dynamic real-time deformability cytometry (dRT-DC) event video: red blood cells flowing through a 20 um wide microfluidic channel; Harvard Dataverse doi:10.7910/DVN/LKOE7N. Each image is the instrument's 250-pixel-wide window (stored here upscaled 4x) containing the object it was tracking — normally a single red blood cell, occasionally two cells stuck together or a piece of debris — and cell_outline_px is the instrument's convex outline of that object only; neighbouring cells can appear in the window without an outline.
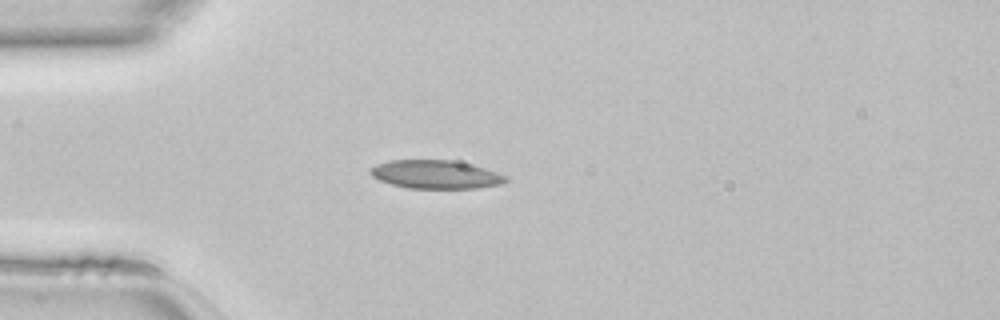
{"species": "common noctule bat (a hibernating species)", "species_latin": "Nyctalus noctula", "temperature_condition": "room temperature", "stored_images_in_passage": 45, "camera_frame_rate_fps": 3000, "um_per_image_px": 0.085, "animal": {"sex": "female", "body_mass_g": 22.7, "forearm_length_mm": 54.2}, "frame": {"image": 1, "passage_image": 11, "time_ms": 3.333, "image_size_px": [1000, 320], "cell_outline_px": [[508, 180], [500, 184], [476, 188], [408, 188], [392, 184], [380, 180], [372, 176], [368, 172], [368, 168], [376, 164], [388, 160], [452, 160], [484, 168], [496, 172], [504, 176]], "centroid_in_image_um": [36.95, 14.82], "position_along_channel_um": 48.0, "area_um2": 22.25}}
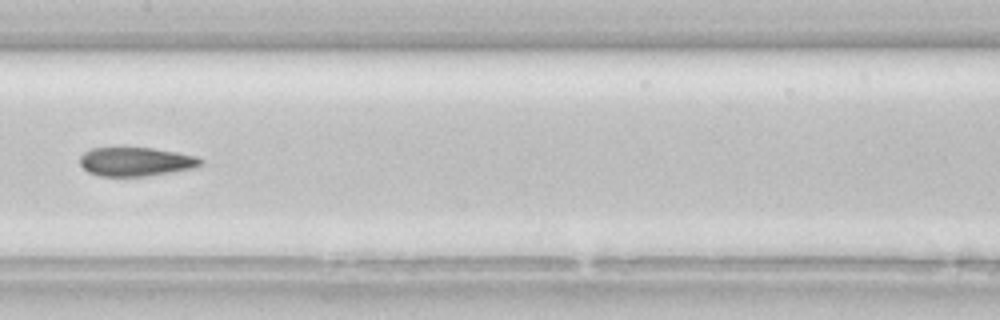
{"frame": {"image": 2, "passage_image": 22, "time_ms": 7.0, "image_size_px": [1000, 320], "cell_outline_px": [[204, 164], [192, 168], [144, 176], [100, 176], [88, 172], [80, 164], [80, 156], [84, 152], [92, 148], [152, 148], [176, 152], [196, 156], [204, 160]], "centroid_in_image_um": [11.54, 13.74], "position_along_channel_um": 195.9, "area_um2": 20.11}}
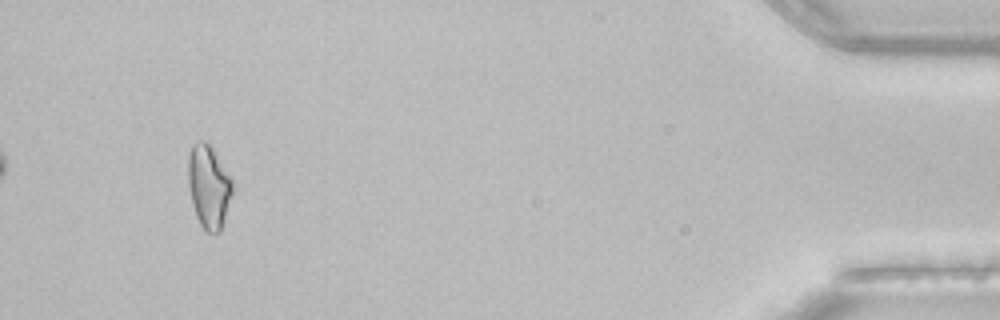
{"frame": {"image": 3, "passage_image": 42, "time_ms": 13.667, "image_size_px": [1000, 320], "cell_outline_px": [[232, 192], [224, 220], [220, 232], [208, 232], [200, 224], [196, 216], [192, 204], [188, 188], [188, 156], [192, 144], [196, 140], [204, 140], [212, 148], [232, 180]], "centroid_in_image_um": [17.71, 15.84], "position_along_channel_um": 417.5, "area_um2": 21.27}}